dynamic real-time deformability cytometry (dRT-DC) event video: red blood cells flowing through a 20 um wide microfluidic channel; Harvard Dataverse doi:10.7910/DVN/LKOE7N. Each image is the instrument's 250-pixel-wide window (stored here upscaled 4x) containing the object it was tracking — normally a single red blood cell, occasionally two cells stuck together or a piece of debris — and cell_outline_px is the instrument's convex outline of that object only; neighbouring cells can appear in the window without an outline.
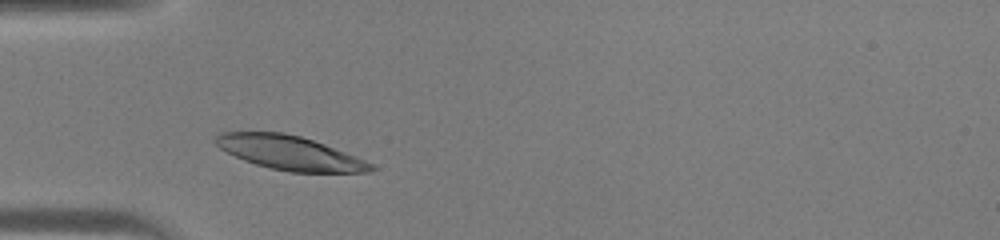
{"species": "human", "species_latin": "Homo sapiens", "temperature_condition": "warm", "stored_images_in_passage": 27, "camera_frame_rate_fps": 3000, "um_per_image_px": 0.085, "donor": {"sex": "male"}, "frame": {"image": 1, "passage_image": 4, "time_ms": 1.0, "image_size_px": [1000, 240], "cell_outline_px": [[376, 168], [372, 172], [288, 172], [256, 164], [244, 160], [220, 148], [212, 140], [216, 132], [284, 132], [300, 136], [324, 144], [356, 156], [372, 164]], "centroid_in_image_um": [24.6, 12.98], "position_along_channel_um": 60.4, "area_um2": 30.69}}
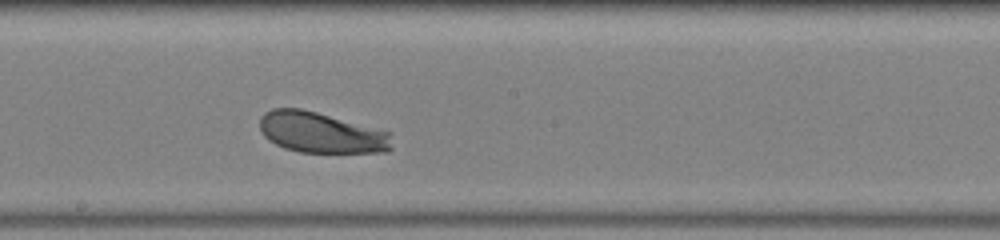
{"frame": {"image": 2, "passage_image": 15, "time_ms": 4.667, "image_size_px": [1000, 240], "cell_outline_px": [[392, 148], [388, 152], [300, 152], [284, 148], [268, 140], [264, 136], [260, 128], [260, 116], [264, 112], [272, 108], [300, 108], [316, 112], [392, 132]], "centroid_in_image_um": [27.31, 11.27], "position_along_channel_um": 220.9, "area_um2": 31.56}}
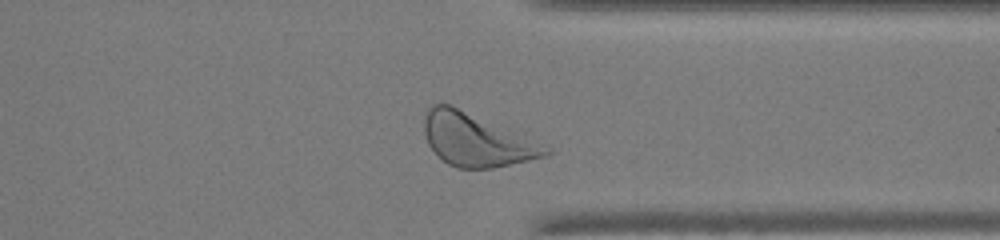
{"frame": {"image": 3, "passage_image": 25, "time_ms": 8.0, "image_size_px": [1000, 240], "cell_outline_px": [[552, 152], [544, 156], [528, 160], [492, 168], [456, 168], [448, 164], [428, 144], [424, 132], [424, 116], [428, 104], [452, 104], [544, 144], [552, 148]], "centroid_in_image_um": [40.47, 11.86], "position_along_channel_um": 370.9, "area_um2": 37.28}}